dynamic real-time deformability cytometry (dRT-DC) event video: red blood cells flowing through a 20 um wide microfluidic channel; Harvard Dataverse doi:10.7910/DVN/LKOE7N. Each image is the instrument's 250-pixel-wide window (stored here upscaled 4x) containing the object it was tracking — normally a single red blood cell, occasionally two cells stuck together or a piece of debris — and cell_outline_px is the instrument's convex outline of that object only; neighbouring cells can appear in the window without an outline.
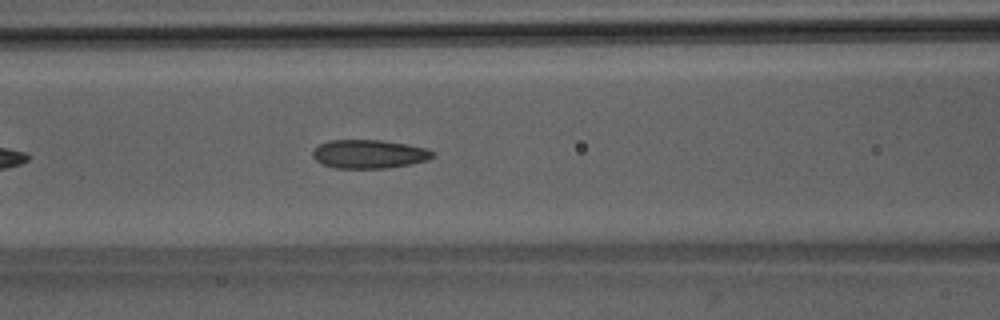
{"species": "Egyptian fruit bat (a non-hibernating species)", "species_latin": "Rousettus aegyptiacus", "temperature_condition": "room temperature", "stored_images_in_passage": 13, "camera_frame_rate_fps": 3000, "um_per_image_px": 0.085, "animal": {"sex": "male"}, "frame": {"image": 1, "passage_image": 10, "time_ms": 3.0, "image_size_px": [1000, 320], "cell_outline_px": [[432, 156], [428, 160], [388, 168], [336, 168], [324, 164], [316, 160], [312, 156], [312, 152], [320, 144], [328, 140], [380, 140], [408, 144], [428, 148], [432, 152]], "centroid_in_image_um": [31.36, 13.09], "position_along_channel_um": 135.2, "area_um2": 19.88}}